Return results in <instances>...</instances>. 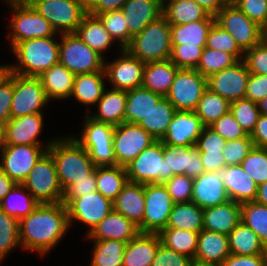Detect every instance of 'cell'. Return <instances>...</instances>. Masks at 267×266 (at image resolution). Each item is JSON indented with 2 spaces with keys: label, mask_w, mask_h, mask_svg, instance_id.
I'll return each mask as SVG.
<instances>
[{
  "label": "cell",
  "mask_w": 267,
  "mask_h": 266,
  "mask_svg": "<svg viewBox=\"0 0 267 266\" xmlns=\"http://www.w3.org/2000/svg\"><path fill=\"white\" fill-rule=\"evenodd\" d=\"M70 228L66 206L62 203L39 204L19 221L21 248L46 256Z\"/></svg>",
  "instance_id": "6da1fadb"
},
{
  "label": "cell",
  "mask_w": 267,
  "mask_h": 266,
  "mask_svg": "<svg viewBox=\"0 0 267 266\" xmlns=\"http://www.w3.org/2000/svg\"><path fill=\"white\" fill-rule=\"evenodd\" d=\"M48 152L54 159L63 192L77 180L88 179V175L96 168L87 150L74 139L73 135L56 137Z\"/></svg>",
  "instance_id": "7a4b0ae2"
},
{
  "label": "cell",
  "mask_w": 267,
  "mask_h": 266,
  "mask_svg": "<svg viewBox=\"0 0 267 266\" xmlns=\"http://www.w3.org/2000/svg\"><path fill=\"white\" fill-rule=\"evenodd\" d=\"M55 37H37L16 43L11 48L17 62L11 64L12 73L38 77L51 66L59 63L60 39Z\"/></svg>",
  "instance_id": "3957f363"
},
{
  "label": "cell",
  "mask_w": 267,
  "mask_h": 266,
  "mask_svg": "<svg viewBox=\"0 0 267 266\" xmlns=\"http://www.w3.org/2000/svg\"><path fill=\"white\" fill-rule=\"evenodd\" d=\"M126 50L143 63L170 59L172 52L170 24L162 15L132 37Z\"/></svg>",
  "instance_id": "277c9868"
},
{
  "label": "cell",
  "mask_w": 267,
  "mask_h": 266,
  "mask_svg": "<svg viewBox=\"0 0 267 266\" xmlns=\"http://www.w3.org/2000/svg\"><path fill=\"white\" fill-rule=\"evenodd\" d=\"M12 11L10 32L8 41L10 48L16 43L37 37L46 38L60 35L41 14L29 3H21L13 0H3Z\"/></svg>",
  "instance_id": "5b68a950"
},
{
  "label": "cell",
  "mask_w": 267,
  "mask_h": 266,
  "mask_svg": "<svg viewBox=\"0 0 267 266\" xmlns=\"http://www.w3.org/2000/svg\"><path fill=\"white\" fill-rule=\"evenodd\" d=\"M83 129L80 137L74 139L87 150L96 166H116L113 149L115 126L97 122L87 114L84 116Z\"/></svg>",
  "instance_id": "8992f818"
},
{
  "label": "cell",
  "mask_w": 267,
  "mask_h": 266,
  "mask_svg": "<svg viewBox=\"0 0 267 266\" xmlns=\"http://www.w3.org/2000/svg\"><path fill=\"white\" fill-rule=\"evenodd\" d=\"M59 63L72 73L84 74L104 72V58L96 50L90 48L76 33L59 35Z\"/></svg>",
  "instance_id": "52a82bcc"
},
{
  "label": "cell",
  "mask_w": 267,
  "mask_h": 266,
  "mask_svg": "<svg viewBox=\"0 0 267 266\" xmlns=\"http://www.w3.org/2000/svg\"><path fill=\"white\" fill-rule=\"evenodd\" d=\"M28 3L59 34L75 33L87 14L86 0H31Z\"/></svg>",
  "instance_id": "ba28073f"
},
{
  "label": "cell",
  "mask_w": 267,
  "mask_h": 266,
  "mask_svg": "<svg viewBox=\"0 0 267 266\" xmlns=\"http://www.w3.org/2000/svg\"><path fill=\"white\" fill-rule=\"evenodd\" d=\"M22 185L40 203H59L64 192L60 185L54 159L47 151L35 164Z\"/></svg>",
  "instance_id": "9c48e42d"
},
{
  "label": "cell",
  "mask_w": 267,
  "mask_h": 266,
  "mask_svg": "<svg viewBox=\"0 0 267 266\" xmlns=\"http://www.w3.org/2000/svg\"><path fill=\"white\" fill-rule=\"evenodd\" d=\"M128 181L139 184L162 183L173 177L167 174L166 160L163 157V143L156 140L125 166Z\"/></svg>",
  "instance_id": "30bf717a"
},
{
  "label": "cell",
  "mask_w": 267,
  "mask_h": 266,
  "mask_svg": "<svg viewBox=\"0 0 267 266\" xmlns=\"http://www.w3.org/2000/svg\"><path fill=\"white\" fill-rule=\"evenodd\" d=\"M216 23L235 39L245 52L264 39L265 30L251 21L234 3H227L216 15Z\"/></svg>",
  "instance_id": "8fae6325"
},
{
  "label": "cell",
  "mask_w": 267,
  "mask_h": 266,
  "mask_svg": "<svg viewBox=\"0 0 267 266\" xmlns=\"http://www.w3.org/2000/svg\"><path fill=\"white\" fill-rule=\"evenodd\" d=\"M50 104L39 77L22 76L13 73V98L11 118L31 114H43Z\"/></svg>",
  "instance_id": "7c38bea8"
},
{
  "label": "cell",
  "mask_w": 267,
  "mask_h": 266,
  "mask_svg": "<svg viewBox=\"0 0 267 266\" xmlns=\"http://www.w3.org/2000/svg\"><path fill=\"white\" fill-rule=\"evenodd\" d=\"M207 88V77L199 71L179 69L165 97L177 111H194Z\"/></svg>",
  "instance_id": "4fadbf2b"
},
{
  "label": "cell",
  "mask_w": 267,
  "mask_h": 266,
  "mask_svg": "<svg viewBox=\"0 0 267 266\" xmlns=\"http://www.w3.org/2000/svg\"><path fill=\"white\" fill-rule=\"evenodd\" d=\"M145 211L140 233H159L167 227L174 202L162 183L144 184Z\"/></svg>",
  "instance_id": "5bb4252c"
},
{
  "label": "cell",
  "mask_w": 267,
  "mask_h": 266,
  "mask_svg": "<svg viewBox=\"0 0 267 266\" xmlns=\"http://www.w3.org/2000/svg\"><path fill=\"white\" fill-rule=\"evenodd\" d=\"M156 140L138 124L121 123L114 128L116 165L125 167Z\"/></svg>",
  "instance_id": "9a60e30c"
},
{
  "label": "cell",
  "mask_w": 267,
  "mask_h": 266,
  "mask_svg": "<svg viewBox=\"0 0 267 266\" xmlns=\"http://www.w3.org/2000/svg\"><path fill=\"white\" fill-rule=\"evenodd\" d=\"M66 208L70 227L76 221L85 224L87 236L113 210V202L94 191L73 199Z\"/></svg>",
  "instance_id": "2e32d148"
},
{
  "label": "cell",
  "mask_w": 267,
  "mask_h": 266,
  "mask_svg": "<svg viewBox=\"0 0 267 266\" xmlns=\"http://www.w3.org/2000/svg\"><path fill=\"white\" fill-rule=\"evenodd\" d=\"M47 146L7 145L0 159V169L15 183L22 184Z\"/></svg>",
  "instance_id": "e0dca14e"
},
{
  "label": "cell",
  "mask_w": 267,
  "mask_h": 266,
  "mask_svg": "<svg viewBox=\"0 0 267 266\" xmlns=\"http://www.w3.org/2000/svg\"><path fill=\"white\" fill-rule=\"evenodd\" d=\"M119 54L112 62L104 61V72L111 88L127 91L141 87L145 63L126 49L120 50Z\"/></svg>",
  "instance_id": "ac0fdd59"
},
{
  "label": "cell",
  "mask_w": 267,
  "mask_h": 266,
  "mask_svg": "<svg viewBox=\"0 0 267 266\" xmlns=\"http://www.w3.org/2000/svg\"><path fill=\"white\" fill-rule=\"evenodd\" d=\"M250 72L243 60L207 77L208 88L230 103L245 98Z\"/></svg>",
  "instance_id": "d6986e66"
},
{
  "label": "cell",
  "mask_w": 267,
  "mask_h": 266,
  "mask_svg": "<svg viewBox=\"0 0 267 266\" xmlns=\"http://www.w3.org/2000/svg\"><path fill=\"white\" fill-rule=\"evenodd\" d=\"M44 127L43 114H31L11 118L5 125V136L7 145H33V146H47L52 145L55 138L47 141L48 143H41L39 135ZM46 144V145H45Z\"/></svg>",
  "instance_id": "ffe728a7"
},
{
  "label": "cell",
  "mask_w": 267,
  "mask_h": 266,
  "mask_svg": "<svg viewBox=\"0 0 267 266\" xmlns=\"http://www.w3.org/2000/svg\"><path fill=\"white\" fill-rule=\"evenodd\" d=\"M203 128L194 111H176L161 141L174 146H196Z\"/></svg>",
  "instance_id": "44dd1931"
},
{
  "label": "cell",
  "mask_w": 267,
  "mask_h": 266,
  "mask_svg": "<svg viewBox=\"0 0 267 266\" xmlns=\"http://www.w3.org/2000/svg\"><path fill=\"white\" fill-rule=\"evenodd\" d=\"M167 174L186 175L197 178L205 172L200 154L195 146H174L163 144Z\"/></svg>",
  "instance_id": "7402d4cb"
},
{
  "label": "cell",
  "mask_w": 267,
  "mask_h": 266,
  "mask_svg": "<svg viewBox=\"0 0 267 266\" xmlns=\"http://www.w3.org/2000/svg\"><path fill=\"white\" fill-rule=\"evenodd\" d=\"M221 171L204 172L193 179L191 201L206 209L229 201Z\"/></svg>",
  "instance_id": "603a6c76"
},
{
  "label": "cell",
  "mask_w": 267,
  "mask_h": 266,
  "mask_svg": "<svg viewBox=\"0 0 267 266\" xmlns=\"http://www.w3.org/2000/svg\"><path fill=\"white\" fill-rule=\"evenodd\" d=\"M221 179L230 200L239 204L255 201L258 185L241 165L226 166L221 171Z\"/></svg>",
  "instance_id": "cb8c5ba5"
},
{
  "label": "cell",
  "mask_w": 267,
  "mask_h": 266,
  "mask_svg": "<svg viewBox=\"0 0 267 266\" xmlns=\"http://www.w3.org/2000/svg\"><path fill=\"white\" fill-rule=\"evenodd\" d=\"M129 33H140L150 22L155 21L163 12L160 0H127L121 8Z\"/></svg>",
  "instance_id": "d4e9b609"
},
{
  "label": "cell",
  "mask_w": 267,
  "mask_h": 266,
  "mask_svg": "<svg viewBox=\"0 0 267 266\" xmlns=\"http://www.w3.org/2000/svg\"><path fill=\"white\" fill-rule=\"evenodd\" d=\"M140 233L138 226L112 210L94 229L87 235L88 240H119L128 242Z\"/></svg>",
  "instance_id": "484cf974"
},
{
  "label": "cell",
  "mask_w": 267,
  "mask_h": 266,
  "mask_svg": "<svg viewBox=\"0 0 267 266\" xmlns=\"http://www.w3.org/2000/svg\"><path fill=\"white\" fill-rule=\"evenodd\" d=\"M241 222V204L232 200L203 209V229L224 235Z\"/></svg>",
  "instance_id": "4316f807"
},
{
  "label": "cell",
  "mask_w": 267,
  "mask_h": 266,
  "mask_svg": "<svg viewBox=\"0 0 267 266\" xmlns=\"http://www.w3.org/2000/svg\"><path fill=\"white\" fill-rule=\"evenodd\" d=\"M113 210L139 227L143 223L145 211L144 184L128 181L113 201Z\"/></svg>",
  "instance_id": "83f0119b"
},
{
  "label": "cell",
  "mask_w": 267,
  "mask_h": 266,
  "mask_svg": "<svg viewBox=\"0 0 267 266\" xmlns=\"http://www.w3.org/2000/svg\"><path fill=\"white\" fill-rule=\"evenodd\" d=\"M160 244L158 233H139L126 244L123 266H151Z\"/></svg>",
  "instance_id": "f1b7e54d"
},
{
  "label": "cell",
  "mask_w": 267,
  "mask_h": 266,
  "mask_svg": "<svg viewBox=\"0 0 267 266\" xmlns=\"http://www.w3.org/2000/svg\"><path fill=\"white\" fill-rule=\"evenodd\" d=\"M126 91L105 88L102 97L97 102V112L87 115L97 122L108 123L117 126L125 122Z\"/></svg>",
  "instance_id": "f546056e"
},
{
  "label": "cell",
  "mask_w": 267,
  "mask_h": 266,
  "mask_svg": "<svg viewBox=\"0 0 267 266\" xmlns=\"http://www.w3.org/2000/svg\"><path fill=\"white\" fill-rule=\"evenodd\" d=\"M38 77L49 101L53 99L61 101L70 98L75 74L64 65L57 63Z\"/></svg>",
  "instance_id": "4dcf8cb0"
},
{
  "label": "cell",
  "mask_w": 267,
  "mask_h": 266,
  "mask_svg": "<svg viewBox=\"0 0 267 266\" xmlns=\"http://www.w3.org/2000/svg\"><path fill=\"white\" fill-rule=\"evenodd\" d=\"M230 254L227 235L204 229L199 232L197 250L193 260L221 264Z\"/></svg>",
  "instance_id": "1f68e13d"
},
{
  "label": "cell",
  "mask_w": 267,
  "mask_h": 266,
  "mask_svg": "<svg viewBox=\"0 0 267 266\" xmlns=\"http://www.w3.org/2000/svg\"><path fill=\"white\" fill-rule=\"evenodd\" d=\"M178 70L170 59L145 63L142 87L165 97Z\"/></svg>",
  "instance_id": "d6a6232c"
},
{
  "label": "cell",
  "mask_w": 267,
  "mask_h": 266,
  "mask_svg": "<svg viewBox=\"0 0 267 266\" xmlns=\"http://www.w3.org/2000/svg\"><path fill=\"white\" fill-rule=\"evenodd\" d=\"M105 79V72L76 74L70 97L87 106V114L90 113L89 106L97 104L106 88Z\"/></svg>",
  "instance_id": "836d02e7"
},
{
  "label": "cell",
  "mask_w": 267,
  "mask_h": 266,
  "mask_svg": "<svg viewBox=\"0 0 267 266\" xmlns=\"http://www.w3.org/2000/svg\"><path fill=\"white\" fill-rule=\"evenodd\" d=\"M79 38L90 48L96 50L105 58L107 50L114 44L113 38L104 28L102 22L97 16L87 13L75 32Z\"/></svg>",
  "instance_id": "e575fe53"
},
{
  "label": "cell",
  "mask_w": 267,
  "mask_h": 266,
  "mask_svg": "<svg viewBox=\"0 0 267 266\" xmlns=\"http://www.w3.org/2000/svg\"><path fill=\"white\" fill-rule=\"evenodd\" d=\"M163 96L144 87L126 91L125 122L139 124Z\"/></svg>",
  "instance_id": "d590c367"
},
{
  "label": "cell",
  "mask_w": 267,
  "mask_h": 266,
  "mask_svg": "<svg viewBox=\"0 0 267 266\" xmlns=\"http://www.w3.org/2000/svg\"><path fill=\"white\" fill-rule=\"evenodd\" d=\"M216 22L214 15H209L206 19L193 21L184 25L170 24L171 45L190 43L205 47L210 29Z\"/></svg>",
  "instance_id": "8d00e7d4"
},
{
  "label": "cell",
  "mask_w": 267,
  "mask_h": 266,
  "mask_svg": "<svg viewBox=\"0 0 267 266\" xmlns=\"http://www.w3.org/2000/svg\"><path fill=\"white\" fill-rule=\"evenodd\" d=\"M162 15L169 24L184 25L206 19L210 14L194 0H166Z\"/></svg>",
  "instance_id": "74e56055"
},
{
  "label": "cell",
  "mask_w": 267,
  "mask_h": 266,
  "mask_svg": "<svg viewBox=\"0 0 267 266\" xmlns=\"http://www.w3.org/2000/svg\"><path fill=\"white\" fill-rule=\"evenodd\" d=\"M166 228L200 232L203 230V208L196 203H174Z\"/></svg>",
  "instance_id": "f35d334b"
},
{
  "label": "cell",
  "mask_w": 267,
  "mask_h": 266,
  "mask_svg": "<svg viewBox=\"0 0 267 266\" xmlns=\"http://www.w3.org/2000/svg\"><path fill=\"white\" fill-rule=\"evenodd\" d=\"M176 111L167 98L162 97L138 125L155 140H161L167 132Z\"/></svg>",
  "instance_id": "ab89813d"
},
{
  "label": "cell",
  "mask_w": 267,
  "mask_h": 266,
  "mask_svg": "<svg viewBox=\"0 0 267 266\" xmlns=\"http://www.w3.org/2000/svg\"><path fill=\"white\" fill-rule=\"evenodd\" d=\"M39 204L22 184L16 183L0 202V209L20 221L29 215Z\"/></svg>",
  "instance_id": "60d3db41"
},
{
  "label": "cell",
  "mask_w": 267,
  "mask_h": 266,
  "mask_svg": "<svg viewBox=\"0 0 267 266\" xmlns=\"http://www.w3.org/2000/svg\"><path fill=\"white\" fill-rule=\"evenodd\" d=\"M128 182L123 166H96L97 191L112 202Z\"/></svg>",
  "instance_id": "b9f144b4"
},
{
  "label": "cell",
  "mask_w": 267,
  "mask_h": 266,
  "mask_svg": "<svg viewBox=\"0 0 267 266\" xmlns=\"http://www.w3.org/2000/svg\"><path fill=\"white\" fill-rule=\"evenodd\" d=\"M231 254L260 255L267 254L257 234L244 223L240 222L228 235Z\"/></svg>",
  "instance_id": "7bdbcfd3"
},
{
  "label": "cell",
  "mask_w": 267,
  "mask_h": 266,
  "mask_svg": "<svg viewBox=\"0 0 267 266\" xmlns=\"http://www.w3.org/2000/svg\"><path fill=\"white\" fill-rule=\"evenodd\" d=\"M94 245L89 266H123L126 242L119 240H91Z\"/></svg>",
  "instance_id": "ee69618b"
},
{
  "label": "cell",
  "mask_w": 267,
  "mask_h": 266,
  "mask_svg": "<svg viewBox=\"0 0 267 266\" xmlns=\"http://www.w3.org/2000/svg\"><path fill=\"white\" fill-rule=\"evenodd\" d=\"M158 235L161 244L165 247L194 259L198 244V232L177 228H164Z\"/></svg>",
  "instance_id": "f6af8a7d"
},
{
  "label": "cell",
  "mask_w": 267,
  "mask_h": 266,
  "mask_svg": "<svg viewBox=\"0 0 267 266\" xmlns=\"http://www.w3.org/2000/svg\"><path fill=\"white\" fill-rule=\"evenodd\" d=\"M230 104L228 100L207 88L194 112L201 119L204 126H210L230 111Z\"/></svg>",
  "instance_id": "bcb514c9"
},
{
  "label": "cell",
  "mask_w": 267,
  "mask_h": 266,
  "mask_svg": "<svg viewBox=\"0 0 267 266\" xmlns=\"http://www.w3.org/2000/svg\"><path fill=\"white\" fill-rule=\"evenodd\" d=\"M241 222L257 234L267 249V206L256 201L241 204Z\"/></svg>",
  "instance_id": "7dc6e473"
},
{
  "label": "cell",
  "mask_w": 267,
  "mask_h": 266,
  "mask_svg": "<svg viewBox=\"0 0 267 266\" xmlns=\"http://www.w3.org/2000/svg\"><path fill=\"white\" fill-rule=\"evenodd\" d=\"M96 16L100 19L113 40L116 43L118 42V52L130 45L133 36L128 31L122 10L108 11Z\"/></svg>",
  "instance_id": "c3c4849f"
},
{
  "label": "cell",
  "mask_w": 267,
  "mask_h": 266,
  "mask_svg": "<svg viewBox=\"0 0 267 266\" xmlns=\"http://www.w3.org/2000/svg\"><path fill=\"white\" fill-rule=\"evenodd\" d=\"M18 247L21 248L19 221L0 209V262Z\"/></svg>",
  "instance_id": "681fc988"
},
{
  "label": "cell",
  "mask_w": 267,
  "mask_h": 266,
  "mask_svg": "<svg viewBox=\"0 0 267 266\" xmlns=\"http://www.w3.org/2000/svg\"><path fill=\"white\" fill-rule=\"evenodd\" d=\"M236 62L238 60L232 54L225 53L222 50L204 47L196 70L203 76L209 77L213 73L233 66Z\"/></svg>",
  "instance_id": "f907efd6"
},
{
  "label": "cell",
  "mask_w": 267,
  "mask_h": 266,
  "mask_svg": "<svg viewBox=\"0 0 267 266\" xmlns=\"http://www.w3.org/2000/svg\"><path fill=\"white\" fill-rule=\"evenodd\" d=\"M230 112L247 135H251L261 115L258 105L249 99L243 98L231 102Z\"/></svg>",
  "instance_id": "816d5d0a"
},
{
  "label": "cell",
  "mask_w": 267,
  "mask_h": 266,
  "mask_svg": "<svg viewBox=\"0 0 267 266\" xmlns=\"http://www.w3.org/2000/svg\"><path fill=\"white\" fill-rule=\"evenodd\" d=\"M205 47L232 54L238 61L244 58L245 52L239 47L235 39L216 22L209 31Z\"/></svg>",
  "instance_id": "f5cc1de1"
},
{
  "label": "cell",
  "mask_w": 267,
  "mask_h": 266,
  "mask_svg": "<svg viewBox=\"0 0 267 266\" xmlns=\"http://www.w3.org/2000/svg\"><path fill=\"white\" fill-rule=\"evenodd\" d=\"M240 165L258 186L263 184L267 181V148L254 146Z\"/></svg>",
  "instance_id": "db71d44e"
},
{
  "label": "cell",
  "mask_w": 267,
  "mask_h": 266,
  "mask_svg": "<svg viewBox=\"0 0 267 266\" xmlns=\"http://www.w3.org/2000/svg\"><path fill=\"white\" fill-rule=\"evenodd\" d=\"M203 49V47L190 45V43L172 45L170 60L179 69H196Z\"/></svg>",
  "instance_id": "11a10c76"
},
{
  "label": "cell",
  "mask_w": 267,
  "mask_h": 266,
  "mask_svg": "<svg viewBox=\"0 0 267 266\" xmlns=\"http://www.w3.org/2000/svg\"><path fill=\"white\" fill-rule=\"evenodd\" d=\"M253 147L254 145L250 135L227 141L226 146L222 150L226 166L240 165Z\"/></svg>",
  "instance_id": "9f6ffc18"
},
{
  "label": "cell",
  "mask_w": 267,
  "mask_h": 266,
  "mask_svg": "<svg viewBox=\"0 0 267 266\" xmlns=\"http://www.w3.org/2000/svg\"><path fill=\"white\" fill-rule=\"evenodd\" d=\"M243 61L252 74L267 75V40L245 51Z\"/></svg>",
  "instance_id": "6f0895ef"
},
{
  "label": "cell",
  "mask_w": 267,
  "mask_h": 266,
  "mask_svg": "<svg viewBox=\"0 0 267 266\" xmlns=\"http://www.w3.org/2000/svg\"><path fill=\"white\" fill-rule=\"evenodd\" d=\"M164 185L174 203L191 201L193 178L186 175H174Z\"/></svg>",
  "instance_id": "680465c9"
},
{
  "label": "cell",
  "mask_w": 267,
  "mask_h": 266,
  "mask_svg": "<svg viewBox=\"0 0 267 266\" xmlns=\"http://www.w3.org/2000/svg\"><path fill=\"white\" fill-rule=\"evenodd\" d=\"M209 127L216 131L226 141L247 136L230 111L213 122Z\"/></svg>",
  "instance_id": "91938a15"
},
{
  "label": "cell",
  "mask_w": 267,
  "mask_h": 266,
  "mask_svg": "<svg viewBox=\"0 0 267 266\" xmlns=\"http://www.w3.org/2000/svg\"><path fill=\"white\" fill-rule=\"evenodd\" d=\"M249 19L267 28V0H235L233 2Z\"/></svg>",
  "instance_id": "94428289"
},
{
  "label": "cell",
  "mask_w": 267,
  "mask_h": 266,
  "mask_svg": "<svg viewBox=\"0 0 267 266\" xmlns=\"http://www.w3.org/2000/svg\"><path fill=\"white\" fill-rule=\"evenodd\" d=\"M193 262L192 258L160 244L151 266H192Z\"/></svg>",
  "instance_id": "6125c7cd"
},
{
  "label": "cell",
  "mask_w": 267,
  "mask_h": 266,
  "mask_svg": "<svg viewBox=\"0 0 267 266\" xmlns=\"http://www.w3.org/2000/svg\"><path fill=\"white\" fill-rule=\"evenodd\" d=\"M97 191L96 168L88 175V179L77 180L65 192L62 203L67 206L73 199Z\"/></svg>",
  "instance_id": "be15d7a7"
},
{
  "label": "cell",
  "mask_w": 267,
  "mask_h": 266,
  "mask_svg": "<svg viewBox=\"0 0 267 266\" xmlns=\"http://www.w3.org/2000/svg\"><path fill=\"white\" fill-rule=\"evenodd\" d=\"M227 141L209 126H204L196 143L199 152H219L224 149Z\"/></svg>",
  "instance_id": "e7e4bbea"
},
{
  "label": "cell",
  "mask_w": 267,
  "mask_h": 266,
  "mask_svg": "<svg viewBox=\"0 0 267 266\" xmlns=\"http://www.w3.org/2000/svg\"><path fill=\"white\" fill-rule=\"evenodd\" d=\"M267 97V75L250 73L245 98L258 103Z\"/></svg>",
  "instance_id": "03108f58"
},
{
  "label": "cell",
  "mask_w": 267,
  "mask_h": 266,
  "mask_svg": "<svg viewBox=\"0 0 267 266\" xmlns=\"http://www.w3.org/2000/svg\"><path fill=\"white\" fill-rule=\"evenodd\" d=\"M13 98V73L0 85V124L5 125L11 119Z\"/></svg>",
  "instance_id": "003e7915"
},
{
  "label": "cell",
  "mask_w": 267,
  "mask_h": 266,
  "mask_svg": "<svg viewBox=\"0 0 267 266\" xmlns=\"http://www.w3.org/2000/svg\"><path fill=\"white\" fill-rule=\"evenodd\" d=\"M221 266H267V254L235 255L230 254Z\"/></svg>",
  "instance_id": "a7ac6f4b"
},
{
  "label": "cell",
  "mask_w": 267,
  "mask_h": 266,
  "mask_svg": "<svg viewBox=\"0 0 267 266\" xmlns=\"http://www.w3.org/2000/svg\"><path fill=\"white\" fill-rule=\"evenodd\" d=\"M127 0H86L87 13L96 16L108 11L121 10Z\"/></svg>",
  "instance_id": "89a4df30"
},
{
  "label": "cell",
  "mask_w": 267,
  "mask_h": 266,
  "mask_svg": "<svg viewBox=\"0 0 267 266\" xmlns=\"http://www.w3.org/2000/svg\"><path fill=\"white\" fill-rule=\"evenodd\" d=\"M205 172H218L226 167L222 151L199 152Z\"/></svg>",
  "instance_id": "2644e50d"
},
{
  "label": "cell",
  "mask_w": 267,
  "mask_h": 266,
  "mask_svg": "<svg viewBox=\"0 0 267 266\" xmlns=\"http://www.w3.org/2000/svg\"><path fill=\"white\" fill-rule=\"evenodd\" d=\"M250 137L254 146L267 148V115L261 114L259 116Z\"/></svg>",
  "instance_id": "8c879c8a"
},
{
  "label": "cell",
  "mask_w": 267,
  "mask_h": 266,
  "mask_svg": "<svg viewBox=\"0 0 267 266\" xmlns=\"http://www.w3.org/2000/svg\"><path fill=\"white\" fill-rule=\"evenodd\" d=\"M210 15H216L226 4L225 0H194Z\"/></svg>",
  "instance_id": "753ad0ef"
},
{
  "label": "cell",
  "mask_w": 267,
  "mask_h": 266,
  "mask_svg": "<svg viewBox=\"0 0 267 266\" xmlns=\"http://www.w3.org/2000/svg\"><path fill=\"white\" fill-rule=\"evenodd\" d=\"M15 184L16 183L0 169V202Z\"/></svg>",
  "instance_id": "34e18365"
},
{
  "label": "cell",
  "mask_w": 267,
  "mask_h": 266,
  "mask_svg": "<svg viewBox=\"0 0 267 266\" xmlns=\"http://www.w3.org/2000/svg\"><path fill=\"white\" fill-rule=\"evenodd\" d=\"M255 201L267 206V181L258 186Z\"/></svg>",
  "instance_id": "11e5206c"
},
{
  "label": "cell",
  "mask_w": 267,
  "mask_h": 266,
  "mask_svg": "<svg viewBox=\"0 0 267 266\" xmlns=\"http://www.w3.org/2000/svg\"><path fill=\"white\" fill-rule=\"evenodd\" d=\"M11 73V64L0 65V85L10 77Z\"/></svg>",
  "instance_id": "2a66077c"
},
{
  "label": "cell",
  "mask_w": 267,
  "mask_h": 266,
  "mask_svg": "<svg viewBox=\"0 0 267 266\" xmlns=\"http://www.w3.org/2000/svg\"><path fill=\"white\" fill-rule=\"evenodd\" d=\"M6 136H5V128L4 125L0 124V159L2 154L4 153L5 149H6Z\"/></svg>",
  "instance_id": "b9fcfbb0"
},
{
  "label": "cell",
  "mask_w": 267,
  "mask_h": 266,
  "mask_svg": "<svg viewBox=\"0 0 267 266\" xmlns=\"http://www.w3.org/2000/svg\"><path fill=\"white\" fill-rule=\"evenodd\" d=\"M258 109L261 114L267 115V97L260 100L258 103Z\"/></svg>",
  "instance_id": "09005b40"
},
{
  "label": "cell",
  "mask_w": 267,
  "mask_h": 266,
  "mask_svg": "<svg viewBox=\"0 0 267 266\" xmlns=\"http://www.w3.org/2000/svg\"><path fill=\"white\" fill-rule=\"evenodd\" d=\"M192 266H221V264H217V263H204V262H200V261H195L194 260Z\"/></svg>",
  "instance_id": "979ff035"
},
{
  "label": "cell",
  "mask_w": 267,
  "mask_h": 266,
  "mask_svg": "<svg viewBox=\"0 0 267 266\" xmlns=\"http://www.w3.org/2000/svg\"><path fill=\"white\" fill-rule=\"evenodd\" d=\"M13 1L21 2V3H28L31 0H13Z\"/></svg>",
  "instance_id": "deb4b68c"
},
{
  "label": "cell",
  "mask_w": 267,
  "mask_h": 266,
  "mask_svg": "<svg viewBox=\"0 0 267 266\" xmlns=\"http://www.w3.org/2000/svg\"><path fill=\"white\" fill-rule=\"evenodd\" d=\"M264 38L267 40V28L265 29Z\"/></svg>",
  "instance_id": "67dfc351"
},
{
  "label": "cell",
  "mask_w": 267,
  "mask_h": 266,
  "mask_svg": "<svg viewBox=\"0 0 267 266\" xmlns=\"http://www.w3.org/2000/svg\"><path fill=\"white\" fill-rule=\"evenodd\" d=\"M227 3H233L235 0H225Z\"/></svg>",
  "instance_id": "b62a3aed"
}]
</instances>
